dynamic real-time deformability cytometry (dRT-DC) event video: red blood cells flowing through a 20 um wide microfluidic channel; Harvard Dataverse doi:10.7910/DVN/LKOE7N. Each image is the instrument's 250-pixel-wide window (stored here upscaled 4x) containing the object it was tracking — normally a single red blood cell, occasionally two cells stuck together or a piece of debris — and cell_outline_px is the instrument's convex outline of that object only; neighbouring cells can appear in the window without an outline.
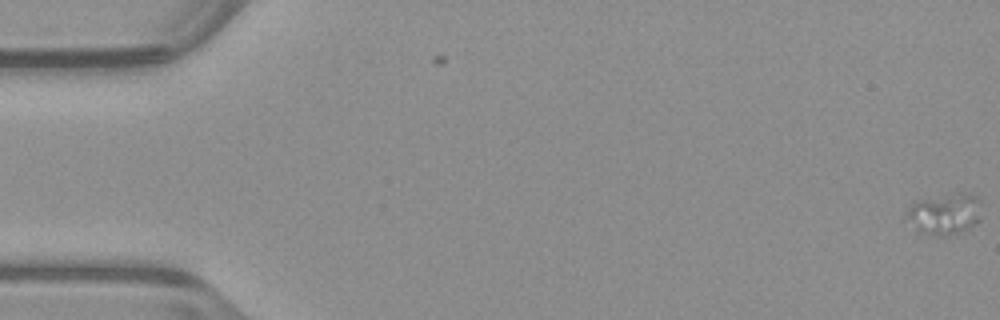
{"species": "common noctule bat (a hibernating species)", "species_latin": "Nyctalus noctula", "temperature_condition": "warm", "stored_images_in_passage": 3, "camera_frame_rate_fps": 3000, "um_per_image_px": 0.085, "animal": {"sex": "male", "body_mass_g": 23.1, "forearm_length_mm": 52.7}, "frame": {"image": 1, "passage_image": 3, "time_ms": 0.667, "image_size_px": [1000, 320], "cell_outline_px": [[980, 220], [976, 224], [960, 232], [944, 236], [928, 236], [916, 232], [908, 216], [908, 212], [912, 204], [916, 200], [964, 192], [976, 196], [980, 200]], "centroid_in_image_um": [80.32, 18.21], "position_along_channel_um": 4.7, "area_um2": 17.98}}